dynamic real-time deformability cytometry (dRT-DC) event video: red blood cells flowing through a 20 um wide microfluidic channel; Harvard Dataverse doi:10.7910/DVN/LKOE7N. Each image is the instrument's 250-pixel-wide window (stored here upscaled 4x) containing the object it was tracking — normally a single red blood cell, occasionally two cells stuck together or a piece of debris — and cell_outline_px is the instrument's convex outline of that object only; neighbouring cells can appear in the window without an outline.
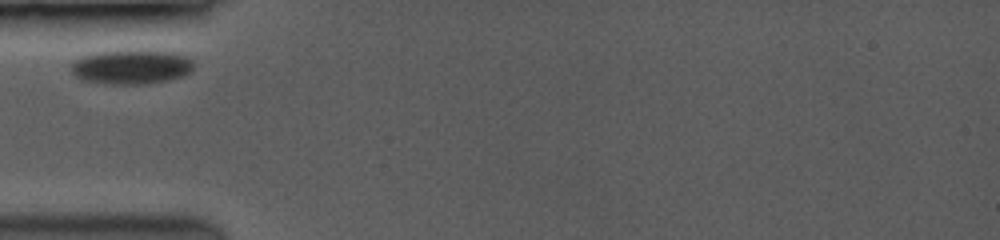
{"species": "common noctule bat (a hibernating species)", "species_latin": "Nyctalus noctula", "temperature_condition": "room temperature", "stored_images_in_passage": 3, "camera_frame_rate_fps": 3500, "um_per_image_px": 0.085, "animal": {"sex": "female", "body_mass_g": 19.0, "forearm_length_mm": 53.3}, "frame": {"image": 1, "passage_image": 1, "time_ms": 0.0, "image_size_px": [1000, 240], "cell_outline_px": [[192, 68], [184, 76], [168, 80], [148, 84], [116, 84], [80, 80], [72, 72], [72, 64], [76, 60], [84, 56], [96, 52], [140, 48], [176, 52], [188, 56], [192, 60]], "centroid_in_image_um": [11.21, 5.65], "position_along_channel_um": 73.8, "area_um2": 25.09}}